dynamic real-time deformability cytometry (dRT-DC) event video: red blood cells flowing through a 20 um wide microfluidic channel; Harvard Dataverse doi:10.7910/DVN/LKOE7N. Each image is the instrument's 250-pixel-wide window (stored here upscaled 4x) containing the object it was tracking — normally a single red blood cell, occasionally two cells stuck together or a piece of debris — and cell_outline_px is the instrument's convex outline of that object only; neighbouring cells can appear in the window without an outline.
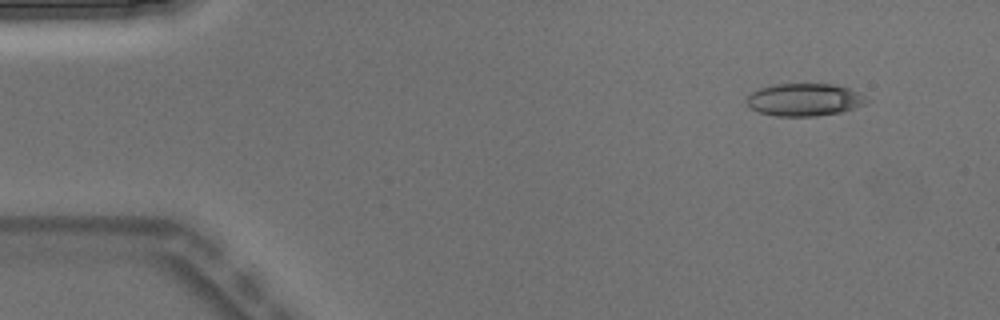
{"species": "Egyptian fruit bat (a non-hibernating species)", "species_latin": "Rousettus aegyptiacus", "temperature_condition": "warm", "stored_images_in_passage": 4, "camera_frame_rate_fps": 3000, "um_per_image_px": 0.085, "animal": {"sex": "male"}, "frame": {"image": 1, "passage_image": 1, "time_ms": 0.0, "image_size_px": [1000, 320], "cell_outline_px": [[868, 100], [864, 104], [856, 108], [840, 112], [816, 116], [776, 116], [760, 112], [748, 108], [744, 100], [752, 92], [760, 88], [772, 84], [832, 84], [848, 88], [864, 96]], "centroid_in_image_um": [68.32, 8.48], "position_along_channel_um": 16.7, "area_um2": 22.77}}